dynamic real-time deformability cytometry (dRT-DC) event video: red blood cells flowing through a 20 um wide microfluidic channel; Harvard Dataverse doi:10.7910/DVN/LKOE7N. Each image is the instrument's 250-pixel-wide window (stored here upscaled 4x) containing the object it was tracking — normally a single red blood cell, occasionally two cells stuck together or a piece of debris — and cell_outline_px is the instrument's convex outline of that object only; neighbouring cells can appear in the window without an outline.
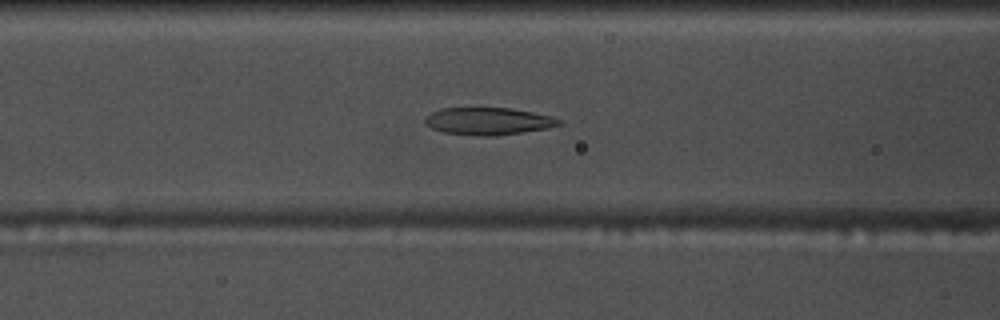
{"species": "common noctule bat (a hibernating species)", "species_latin": "Nyctalus noctula", "temperature_condition": "warm", "stored_images_in_passage": 47, "camera_frame_rate_fps": 3000, "um_per_image_px": 0.085, "animal": {"sex": "male", "body_mass_g": 17.5, "forearm_length_mm": 52.3}, "frame": {"image": 1, "passage_image": 15, "time_ms": 4.667, "image_size_px": [1000, 320], "cell_outline_px": [[564, 124], [548, 128], [496, 136], [480, 136], [444, 132], [432, 128], [424, 124], [424, 116], [432, 112], [444, 108], [512, 108], [552, 116], [564, 120]], "centroid_in_image_um": [41.54, 10.3], "position_along_channel_um": 125.1, "area_um2": 21.5}}
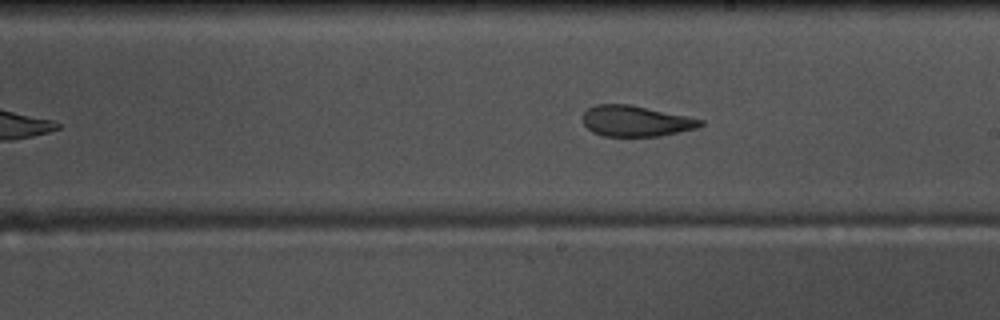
{"frame": {"image": 2, "passage_image": 24, "time_ms": 7.667, "image_size_px": [1000, 320], "cell_outline_px": [[704, 124], [696, 128], [660, 136], [604, 136], [592, 132], [584, 124], [584, 112], [588, 108], [596, 104], [628, 104], [704, 120]], "centroid_in_image_um": [54.02, 10.29], "position_along_channel_um": 235.0, "area_um2": 20.81}}
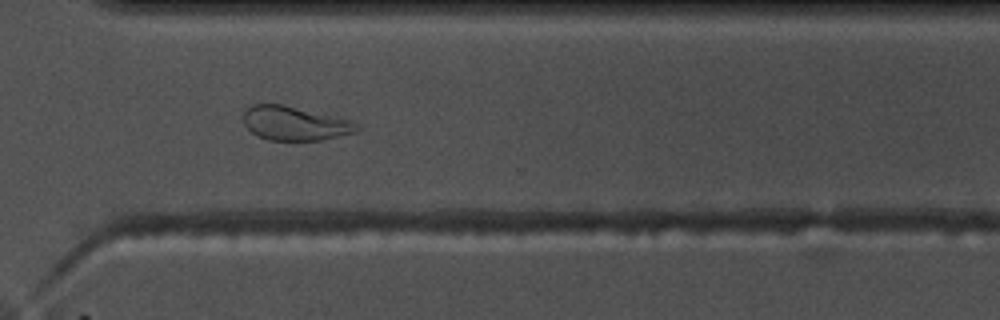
{"frame": {"image": 3, "passage_image": 33, "time_ms": 10.667, "image_size_px": [1000, 320], "cell_outline_px": [[360, 128], [356, 132], [324, 140], [268, 140], [256, 136], [244, 124], [244, 112], [252, 104], [280, 104], [352, 120]], "centroid_in_image_um": [25.06, 10.5], "position_along_channel_um": 345.5, "area_um2": 22.37}, "authors_computed_cell_mechanics": {"area_um2": 22.5998, "velocity_mm_per_s": 3.6817, "shape_relaxation_time_tau1_ms": 11.3035, "shape_relaxation_time_tau2_ms": 2.5177, "deformation_change_tau1": 0.2718, "deformation_change_tau2": 0.1095}}